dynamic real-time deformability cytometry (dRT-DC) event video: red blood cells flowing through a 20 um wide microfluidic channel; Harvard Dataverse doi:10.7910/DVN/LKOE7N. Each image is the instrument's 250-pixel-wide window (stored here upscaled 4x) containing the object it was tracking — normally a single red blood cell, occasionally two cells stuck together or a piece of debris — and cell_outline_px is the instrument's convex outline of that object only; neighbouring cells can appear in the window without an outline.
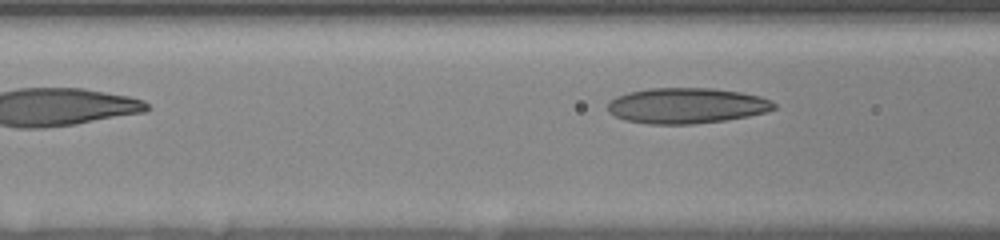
{"species": "human", "species_latin": "Homo sapiens", "temperature_condition": "room temperature", "stored_images_in_passage": 7, "segment_of_instrument_passage": [2, 2], "camera_frame_rate_fps": 3000, "um_per_image_px": 0.085, "donor": {"sex": "female"}, "frame": {"image": 1, "passage_image": 7, "time_ms": 4.667, "image_size_px": [1000, 240], "cell_outline_px": [[776, 108], [764, 112], [748, 116], [724, 120], [692, 124], [648, 124], [624, 120], [608, 112], [608, 100], [616, 96], [628, 92], [648, 88], [712, 88], [740, 92], [760, 96], [772, 100], [776, 104]], "centroid_in_image_um": [58.33, 8.97], "position_along_channel_um": 108.3, "area_um2": 34.62}}